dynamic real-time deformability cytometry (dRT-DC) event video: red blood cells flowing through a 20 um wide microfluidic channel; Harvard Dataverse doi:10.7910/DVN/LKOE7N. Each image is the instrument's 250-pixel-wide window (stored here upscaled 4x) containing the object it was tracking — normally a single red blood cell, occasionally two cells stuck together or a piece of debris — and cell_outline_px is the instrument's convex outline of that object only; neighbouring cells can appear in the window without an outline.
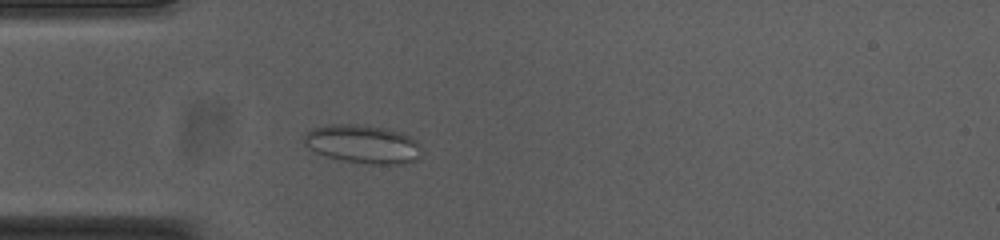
{"species": "common noctule bat (a hibernating species)", "species_latin": "Nyctalus noctula", "temperature_condition": "cold", "stored_images_in_passage": 50, "camera_frame_rate_fps": 3000, "um_per_image_px": 0.085, "animal": {"sex": "female", "body_mass_g": 23.0, "forearm_length_mm": 53.4}, "frame": {"image": 1, "passage_image": 11, "time_ms": 3.333, "image_size_px": [1000, 240], "cell_outline_px": [[420, 156], [416, 160], [400, 164], [376, 164], [344, 160], [328, 156], [316, 152], [308, 148], [304, 144], [304, 132], [312, 128], [328, 124], [356, 124], [388, 128], [400, 132], [416, 140], [420, 144]], "centroid_in_image_um": [30.82, 12.23], "position_along_channel_um": 54.2, "area_um2": 26.3}}
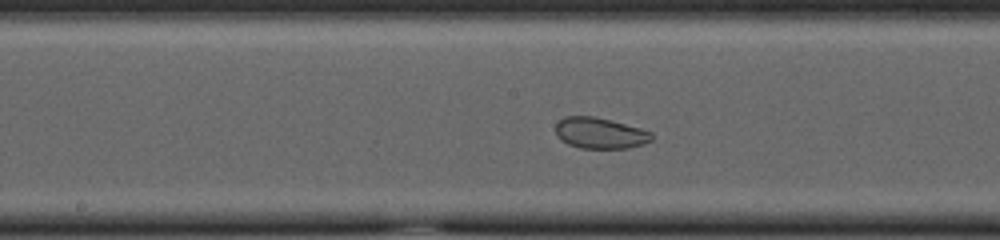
{"frame": {"image": 2, "passage_image": 23, "time_ms": 7.333, "image_size_px": [1000, 240], "cell_outline_px": [[652, 140], [644, 144], [628, 148], [580, 148], [568, 144], [560, 140], [556, 136], [556, 124], [564, 116], [592, 116], [640, 128], [652, 132]], "centroid_in_image_um": [50.98, 11.32], "position_along_channel_um": 197.2, "area_um2": 17.28}}
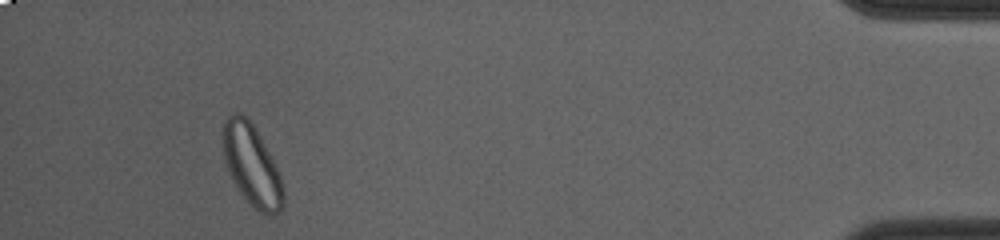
{"frame": {"image": 3, "passage_image": 46, "time_ms": 15.0, "image_size_px": [1000, 240], "cell_outline_px": [[284, 204], [272, 216], [268, 216], [260, 212], [240, 192], [224, 160], [224, 124], [228, 116], [232, 112], [240, 112], [252, 124], [264, 144], [280, 176], [284, 188]], "centroid_in_image_um": [21.42, 14.06], "position_along_channel_um": 413.8, "area_um2": 27.51}, "authors_computed_cell_mechanics": {"area_um2": 24.854, "velocity_mm_per_s": 3.7079, "shape_relaxation_time_tau1_ms": null, "shape_relaxation_time_tau2_ms": 1.2511, "deformation_change_tau1": null, "deformation_change_tau2": 0.057}}